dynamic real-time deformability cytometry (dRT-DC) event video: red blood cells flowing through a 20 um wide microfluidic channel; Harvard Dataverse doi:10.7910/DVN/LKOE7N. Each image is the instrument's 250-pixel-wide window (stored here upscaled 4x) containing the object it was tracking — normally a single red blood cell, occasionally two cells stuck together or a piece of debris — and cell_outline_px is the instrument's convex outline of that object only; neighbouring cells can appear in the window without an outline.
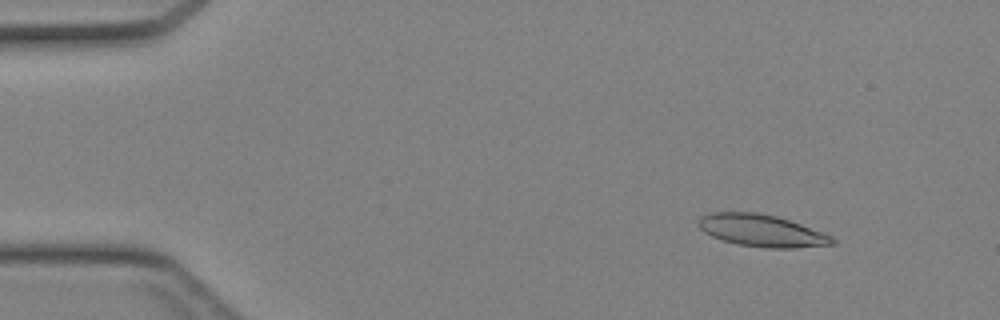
{"species": "Egyptian fruit bat (a non-hibernating species)", "species_latin": "Rousettus aegyptiacus", "temperature_condition": "cold", "stored_images_in_passage": 45, "camera_frame_rate_fps": 3000, "um_per_image_px": 0.085, "animal": {"sex": "female"}, "frame": {"image": 1, "passage_image": 6, "time_ms": 1.667, "image_size_px": [1000, 320], "cell_outline_px": [[836, 244], [796, 248], [768, 248], [740, 244], [724, 240], [712, 236], [704, 232], [700, 228], [700, 216], [712, 212], [756, 212], [776, 216], [800, 224], [832, 236], [836, 240]], "centroid_in_image_um": [64.77, 19.6], "position_along_channel_um": 20.2, "area_um2": 24.74}}
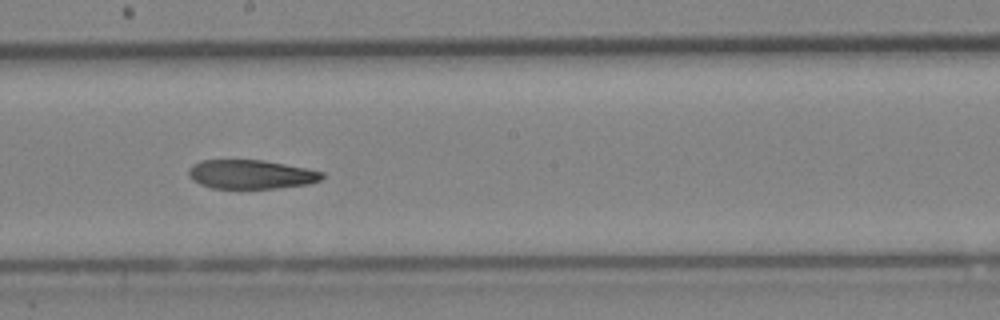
{"frame": {"image": 2, "passage_image": 26, "time_ms": 8.333, "image_size_px": [1000, 320], "cell_outline_px": [[324, 176], [320, 180], [308, 184], [276, 188], [212, 188], [200, 184], [192, 180], [188, 176], [188, 172], [192, 164], [200, 160], [264, 160], [308, 168], [324, 172]], "centroid_in_image_um": [21.33, 14.81], "position_along_channel_um": 226.9, "area_um2": 22.66}}
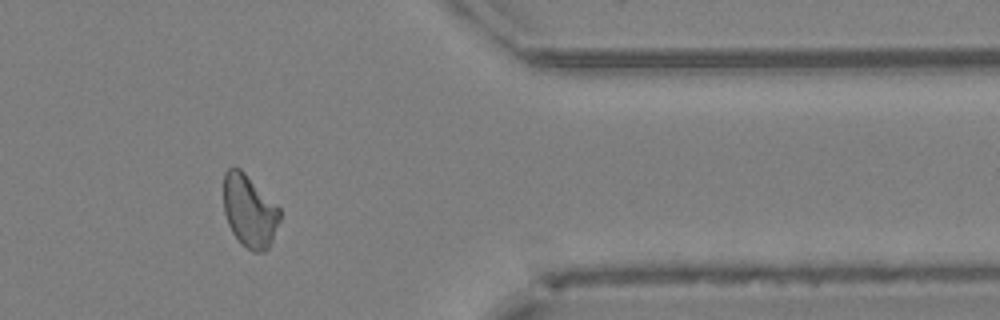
{"frame": {"image": 3, "passage_image": 38, "time_ms": 12.333, "image_size_px": [1000, 320], "cell_outline_px": [[280, 220], [272, 240], [268, 248], [264, 252], [252, 252], [240, 244], [232, 232], [228, 224], [224, 212], [224, 172], [228, 168], [240, 168], [280, 208]], "centroid_in_image_um": [21.2, 17.96], "position_along_channel_um": 390.2, "area_um2": 23.76}}